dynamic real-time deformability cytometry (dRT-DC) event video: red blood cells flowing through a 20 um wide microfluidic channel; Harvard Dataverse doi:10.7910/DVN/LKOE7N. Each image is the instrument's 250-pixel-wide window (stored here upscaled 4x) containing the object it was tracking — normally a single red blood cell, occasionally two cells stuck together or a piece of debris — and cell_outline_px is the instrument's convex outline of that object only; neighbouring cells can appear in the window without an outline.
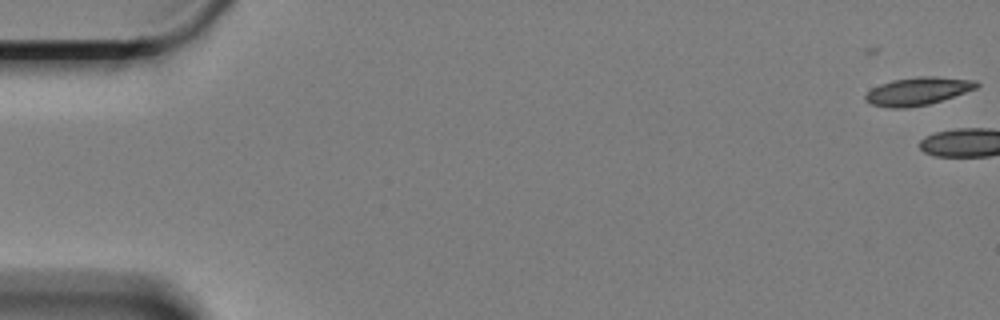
{"species": "Egyptian fruit bat (a non-hibernating species)", "species_latin": "Rousettus aegyptiacus", "temperature_condition": "cold", "stored_images_in_passage": 3, "camera_frame_rate_fps": 3000, "um_per_image_px": 0.085, "animal": {"sex": "female"}, "frame": {"image": 1, "passage_image": 1, "time_ms": 0.0, "image_size_px": [1000, 320], "cell_outline_px": [[980, 84], [976, 88], [928, 104], [904, 108], [892, 108], [872, 104], [864, 100], [864, 96], [872, 88], [880, 84], [892, 80], [916, 76], [936, 76], [976, 80]], "centroid_in_image_um": [77.99, 7.73], "position_along_channel_um": 7.0, "area_um2": 17.92}}